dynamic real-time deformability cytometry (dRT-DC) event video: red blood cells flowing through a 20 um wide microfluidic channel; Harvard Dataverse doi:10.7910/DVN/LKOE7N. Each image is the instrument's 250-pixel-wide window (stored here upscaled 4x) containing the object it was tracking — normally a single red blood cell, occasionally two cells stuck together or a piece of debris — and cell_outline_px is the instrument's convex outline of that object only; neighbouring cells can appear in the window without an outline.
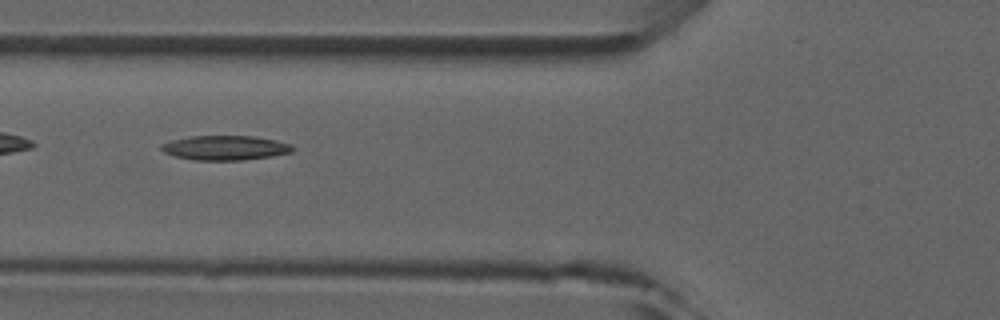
{"species": "common noctule bat (a hibernating species)", "species_latin": "Nyctalus noctula", "temperature_condition": "room temperature", "stored_images_in_passage": 6, "camera_frame_rate_fps": 3000, "um_per_image_px": 0.085, "animal": {"sex": "male", "forearm_length_mm": 52.5}, "frame": {"image": 1, "passage_image": 4, "time_ms": 3.667, "image_size_px": [1000, 320], "cell_outline_px": [[296, 148], [292, 152], [272, 156], [244, 160], [196, 160], [176, 156], [164, 152], [160, 148], [160, 144], [172, 140], [188, 136], [252, 136], [276, 140], [292, 144]], "centroid_in_image_um": [19.17, 12.56], "position_along_channel_um": 106.6, "area_um2": 18.84}}
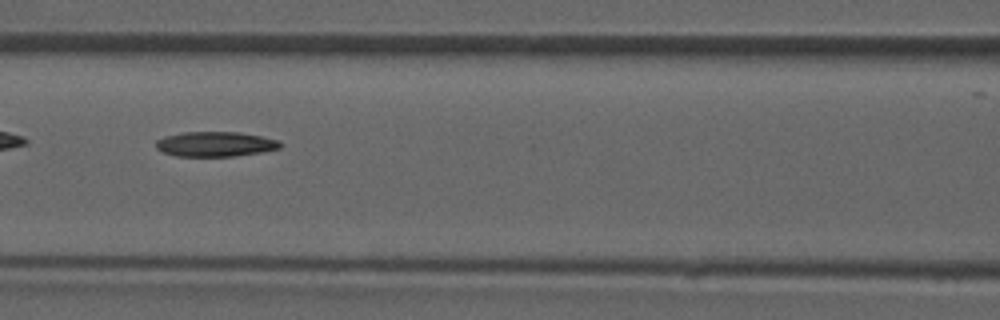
{"frame": {"image": 2, "passage_image": 5, "time_ms": 4.667, "image_size_px": [1000, 320], "cell_outline_px": [[280, 148], [260, 152], [232, 156], [176, 156], [164, 152], [156, 148], [156, 140], [164, 136], [184, 132], [236, 132], [260, 136], [280, 140]], "centroid_in_image_um": [18.27, 12.24], "position_along_channel_um": 148.3, "area_um2": 17.86}}